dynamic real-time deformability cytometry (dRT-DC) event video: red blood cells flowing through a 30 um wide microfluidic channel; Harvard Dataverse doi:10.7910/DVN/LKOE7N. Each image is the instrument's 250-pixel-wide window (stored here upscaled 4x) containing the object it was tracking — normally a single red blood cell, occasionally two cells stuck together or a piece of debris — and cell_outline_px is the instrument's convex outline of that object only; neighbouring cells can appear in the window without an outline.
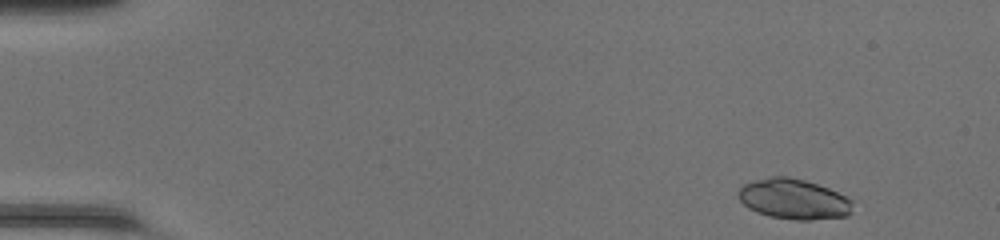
{"species": "common noctule bat (a hibernating species)", "species_latin": "Nyctalus noctula", "temperature_condition": "room temperature", "stored_images_in_passage": 46, "camera_frame_rate_fps": 3000, "um_per_image_px": 0.085, "animal": {"sex": "female", "body_mass_g": 20.0, "forearm_length_mm": 54.0}, "frame": {"image": 1, "passage_image": 2, "time_ms": 0.333, "image_size_px": [1000, 240], "cell_outline_px": [[852, 212], [848, 216], [808, 220], [796, 220], [772, 216], [756, 212], [748, 208], [736, 196], [736, 192], [744, 184], [752, 180], [768, 176], [788, 176], [804, 180], [828, 188], [852, 200]], "centroid_in_image_um": [67.43, 16.91], "position_along_channel_um": 17.6, "area_um2": 26.93}}
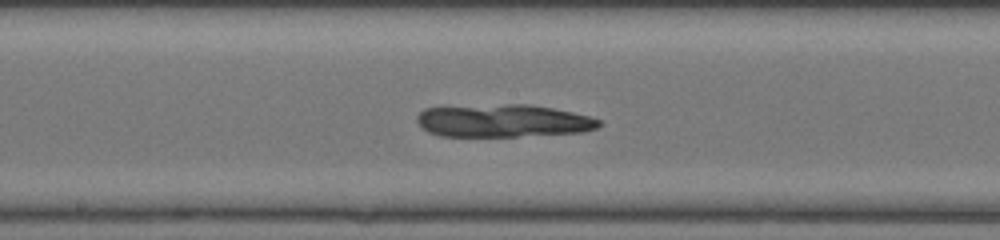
{"frame": {"image": 2, "passage_image": 24, "time_ms": 7.667, "image_size_px": [1000, 240], "cell_outline_px": [[604, 124], [596, 128], [584, 132], [516, 136], [440, 136], [428, 132], [416, 120], [416, 116], [424, 108], [508, 104], [528, 104], [552, 108], [572, 112], [588, 116], [600, 120]], "centroid_in_image_um": [42.78, 10.27], "position_along_channel_um": 205.4, "area_um2": 34.56}}
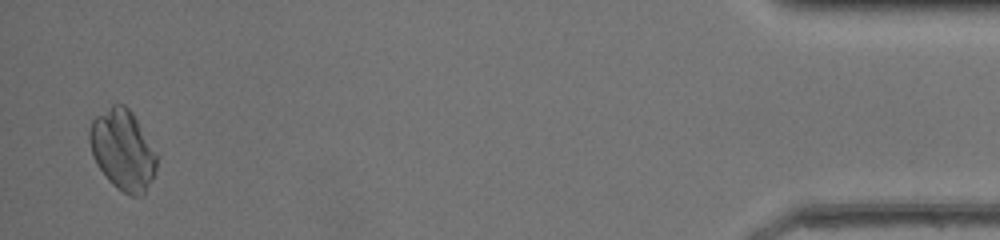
{"frame": {"image": 3, "passage_image": 45, "time_ms": 14.667, "image_size_px": [1000, 240], "cell_outline_px": [[156, 168], [144, 192], [140, 196], [132, 196], [124, 192], [112, 184], [108, 180], [96, 164], [92, 156], [88, 140], [88, 132], [92, 120], [96, 116], [112, 104], [124, 104], [132, 112], [156, 152]], "centroid_in_image_um": [10.39, 12.72], "position_along_channel_um": 424.8, "area_um2": 31.21}}